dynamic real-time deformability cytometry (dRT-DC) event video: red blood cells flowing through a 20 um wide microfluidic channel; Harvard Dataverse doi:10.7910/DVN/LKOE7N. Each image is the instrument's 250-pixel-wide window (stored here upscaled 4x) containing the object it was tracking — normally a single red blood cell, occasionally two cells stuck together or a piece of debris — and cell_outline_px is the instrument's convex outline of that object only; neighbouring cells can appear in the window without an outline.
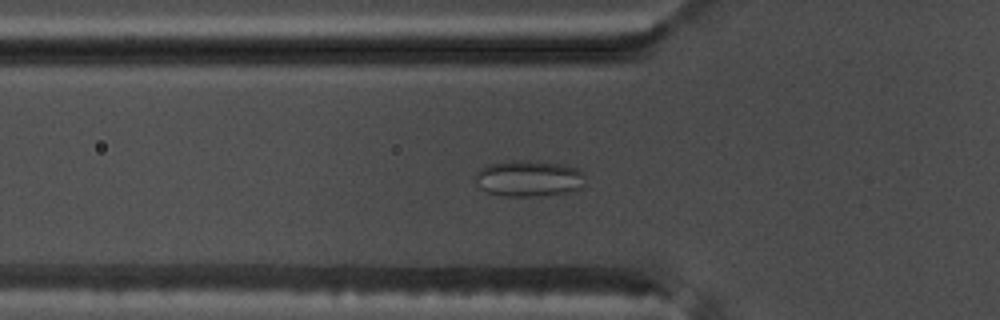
{"species": "common noctule bat (a hibernating species)", "species_latin": "Nyctalus noctula", "temperature_condition": "warm", "stored_images_in_passage": 55, "camera_frame_rate_fps": 3000, "um_per_image_px": 0.085, "animal": {"sex": "male", "body_mass_g": 17.5, "forearm_length_mm": 52.3}, "frame": {"image": 1, "passage_image": 19, "time_ms": 6.0, "image_size_px": [1000, 320], "cell_outline_px": [[584, 184], [580, 188], [572, 192], [536, 196], [504, 196], [488, 192], [480, 188], [476, 180], [476, 172], [480, 168], [488, 164], [508, 160], [544, 160], [564, 164], [580, 168], [584, 172]], "centroid_in_image_um": [44.99, 15.14], "position_along_channel_um": 80.8, "area_um2": 23.81}}
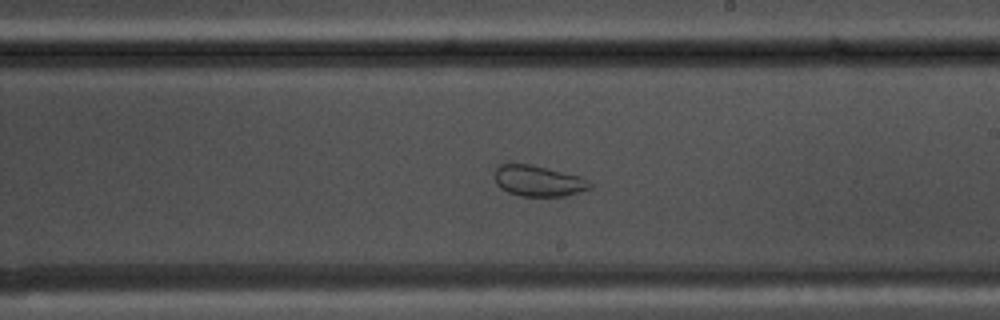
{"frame": {"image": 2, "passage_image": 32, "time_ms": 10.333, "image_size_px": [1000, 320], "cell_outline_px": [[592, 188], [564, 196], [520, 196], [508, 192], [500, 188], [496, 184], [496, 164], [532, 164], [580, 176], [592, 184]], "centroid_in_image_um": [45.75, 15.37], "position_along_channel_um": 243.3, "area_um2": 17.11}}
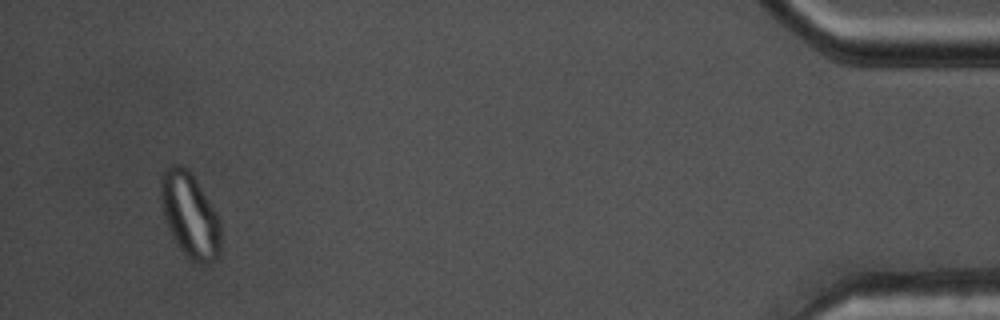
{"frame": {"image": 3, "passage_image": 52, "time_ms": 17.0, "image_size_px": [1000, 320], "cell_outline_px": [[220, 256], [212, 264], [200, 264], [192, 260], [176, 244], [172, 236], [164, 216], [160, 200], [160, 176], [164, 168], [168, 164], [180, 164], [192, 176], [216, 212], [220, 220]], "centroid_in_image_um": [16.12, 18.31], "position_along_channel_um": 419.1, "area_um2": 29.59}}